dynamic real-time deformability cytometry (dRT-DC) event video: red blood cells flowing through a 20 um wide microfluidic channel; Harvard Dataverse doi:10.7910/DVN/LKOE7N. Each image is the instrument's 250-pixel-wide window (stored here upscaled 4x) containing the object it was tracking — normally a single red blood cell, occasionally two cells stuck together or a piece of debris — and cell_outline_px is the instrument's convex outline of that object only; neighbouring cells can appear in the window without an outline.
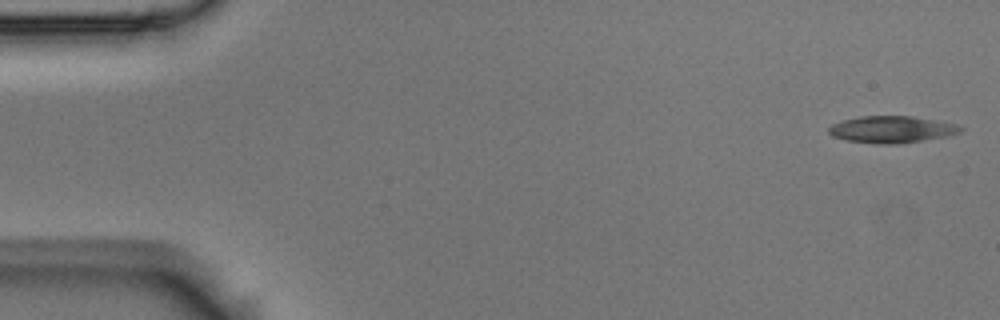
{"species": "Egyptian fruit bat (a non-hibernating species)", "species_latin": "Rousettus aegyptiacus", "temperature_condition": "room temperature", "stored_images_in_passage": 5, "camera_frame_rate_fps": 3000, "um_per_image_px": 0.085, "animal": {"sex": "male"}, "frame": {"image": 1, "passage_image": 1, "time_ms": 0.0, "image_size_px": [1000, 320], "cell_outline_px": [[964, 128], [960, 132], [948, 136], [896, 144], [876, 144], [848, 140], [832, 136], [828, 132], [828, 128], [832, 124], [844, 120], [860, 116], [912, 116], [956, 124]], "centroid_in_image_um": [75.79, 11.0], "position_along_channel_um": 9.2, "area_um2": 20.46}}
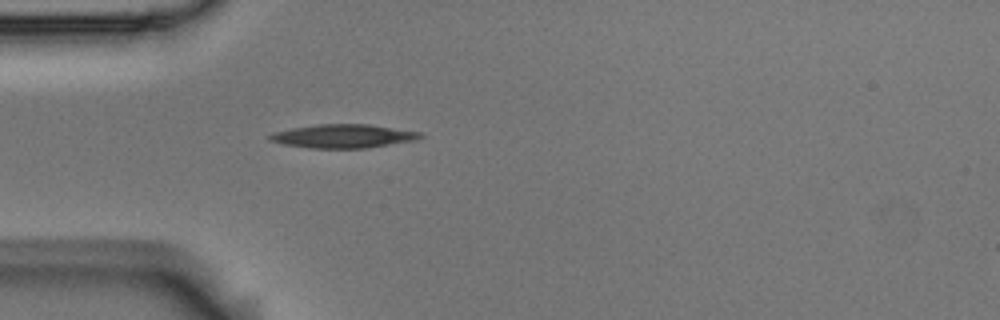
{"frame": {"image": 2, "passage_image": 5, "time_ms": 1.333, "image_size_px": [1000, 320], "cell_outline_px": [[424, 136], [416, 140], [364, 148], [308, 148], [284, 144], [268, 140], [268, 136], [272, 132], [292, 128], [320, 124], [368, 124], [424, 132]], "centroid_in_image_um": [29.19, 11.57], "position_along_channel_um": 55.8, "area_um2": 20.75}}